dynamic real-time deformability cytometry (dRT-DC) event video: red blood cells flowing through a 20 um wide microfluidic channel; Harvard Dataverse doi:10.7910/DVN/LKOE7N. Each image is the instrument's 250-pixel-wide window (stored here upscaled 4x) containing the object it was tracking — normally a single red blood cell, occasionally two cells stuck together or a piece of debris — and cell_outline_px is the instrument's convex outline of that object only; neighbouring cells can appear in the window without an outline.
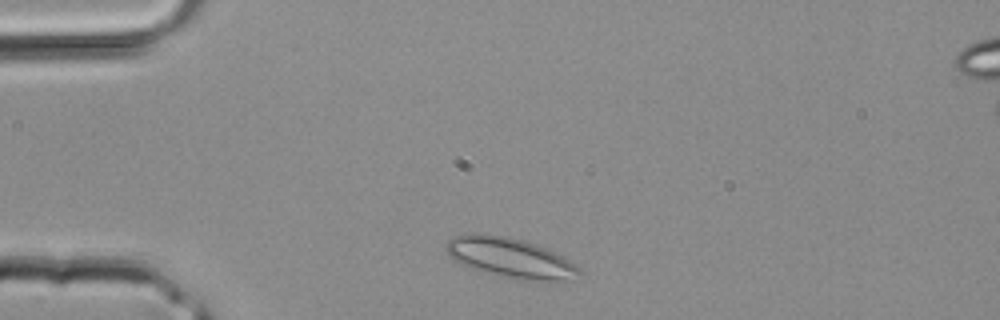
{"species": "common noctule bat (a hibernating species)", "species_latin": "Nyctalus noctula", "temperature_condition": "room temperature", "stored_images_in_passage": 1, "camera_frame_rate_fps": 3000, "um_per_image_px": 0.085, "animal": {"sex": "male", "body_mass_g": 20.4}, "frame": {"image": 1, "passage_image": 1, "time_ms": 0.0, "image_size_px": [1000, 320], "cell_outline_px": [[580, 272], [572, 280], [556, 284], [548, 284], [472, 268], [452, 260], [444, 248], [444, 244], [452, 236], [468, 232], [480, 232], [504, 236], [524, 240], [536, 244], [556, 252], [580, 268]], "centroid_in_image_um": [43.39, 21.9], "position_along_channel_um": 41.6, "area_um2": 31.44}}